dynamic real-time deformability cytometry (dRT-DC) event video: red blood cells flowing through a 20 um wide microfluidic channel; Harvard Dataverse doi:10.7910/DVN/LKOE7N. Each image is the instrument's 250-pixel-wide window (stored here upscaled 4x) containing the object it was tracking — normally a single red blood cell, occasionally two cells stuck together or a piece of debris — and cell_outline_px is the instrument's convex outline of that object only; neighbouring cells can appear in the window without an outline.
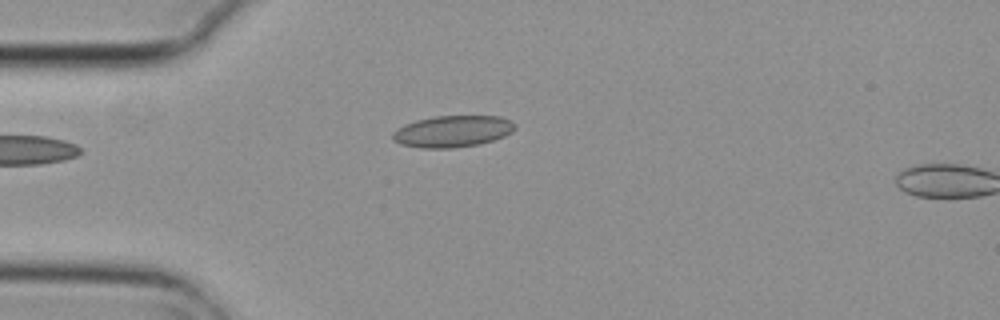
{"species": "common noctule bat (a hibernating species)", "species_latin": "Nyctalus noctula", "temperature_condition": "cold", "stored_images_in_passage": 2, "camera_frame_rate_fps": 3000, "um_per_image_px": 0.085, "animal": {"sex": "female", "body_mass_g": 29.2, "forearm_length_mm": 56.3}, "frame": {"image": 1, "passage_image": 1, "time_ms": 0.0, "image_size_px": [1000, 320], "cell_outline_px": [[516, 128], [512, 132], [504, 136], [492, 140], [476, 144], [452, 148], [420, 148], [400, 144], [392, 140], [392, 132], [404, 124], [416, 120], [432, 116], [500, 116], [512, 120], [516, 124]], "centroid_in_image_um": [38.45, 11.15], "position_along_channel_um": 46.5, "area_um2": 22.66}}